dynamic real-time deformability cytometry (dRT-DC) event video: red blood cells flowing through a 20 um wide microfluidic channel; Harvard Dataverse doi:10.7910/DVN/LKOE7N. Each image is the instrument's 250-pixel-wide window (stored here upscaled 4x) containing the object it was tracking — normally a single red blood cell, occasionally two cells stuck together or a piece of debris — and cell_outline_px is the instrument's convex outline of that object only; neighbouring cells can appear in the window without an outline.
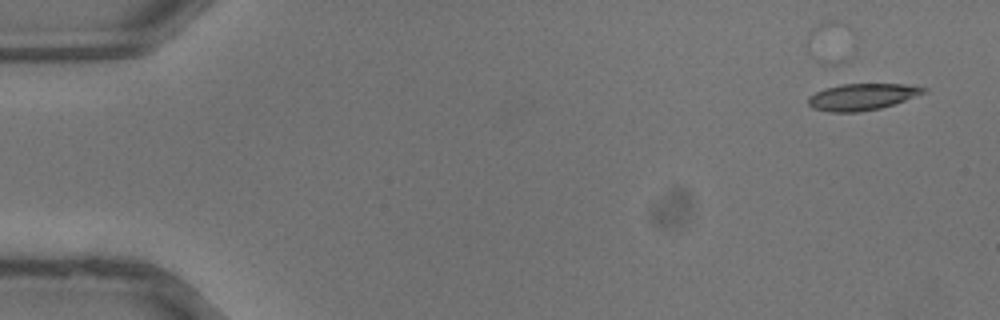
{"species": "common noctule bat (a hibernating species)", "species_latin": "Nyctalus noctula", "temperature_condition": "warm", "stored_images_in_passage": 36, "camera_frame_rate_fps": 3000, "um_per_image_px": 0.085, "animal": {"sex": "male", "body_mass_g": 13.3}, "frame": {"image": 1, "passage_image": 1, "time_ms": 0.0, "image_size_px": [1000, 320], "cell_outline_px": [[928, 92], [880, 108], [860, 112], [828, 112], [812, 108], [808, 104], [808, 96], [824, 88], [840, 84], [904, 84], [928, 88]], "centroid_in_image_um": [73.25, 8.23], "position_along_channel_um": 11.7, "area_um2": 17.92}}
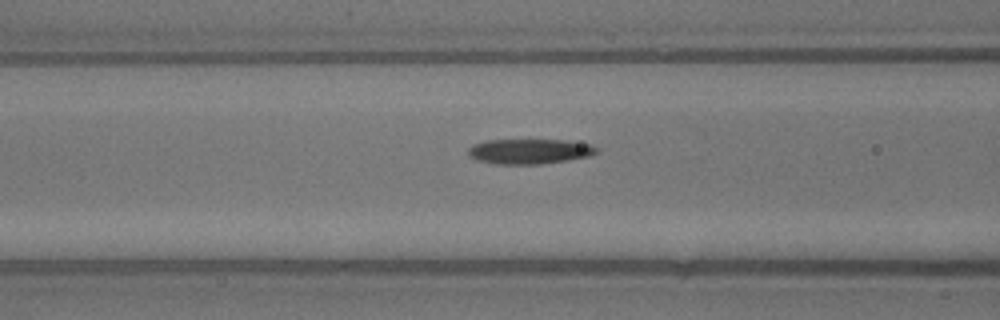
{"frame": {"image": 2, "passage_image": 14, "time_ms": 4.333, "image_size_px": [1000, 320], "cell_outline_px": [[600, 148], [592, 156], [568, 160], [540, 164], [496, 164], [476, 160], [468, 156], [468, 148], [472, 144], [484, 140], [564, 140], [592, 144]], "centroid_in_image_um": [45.0, 12.86], "position_along_channel_um": 121.6, "area_um2": 19.02}}
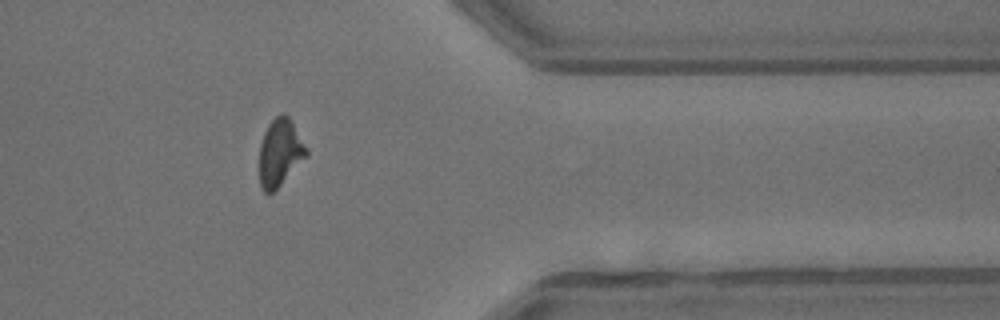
{"frame": {"image": 3, "passage_image": 29, "time_ms": 9.333, "image_size_px": [1000, 320], "cell_outline_px": [[308, 156], [272, 192], [264, 192], [260, 188], [260, 144], [264, 132], [268, 124], [276, 116], [288, 116], [308, 152]], "centroid_in_image_um": [23.77, 12.99], "position_along_channel_um": 387.6, "area_um2": 17.8}}